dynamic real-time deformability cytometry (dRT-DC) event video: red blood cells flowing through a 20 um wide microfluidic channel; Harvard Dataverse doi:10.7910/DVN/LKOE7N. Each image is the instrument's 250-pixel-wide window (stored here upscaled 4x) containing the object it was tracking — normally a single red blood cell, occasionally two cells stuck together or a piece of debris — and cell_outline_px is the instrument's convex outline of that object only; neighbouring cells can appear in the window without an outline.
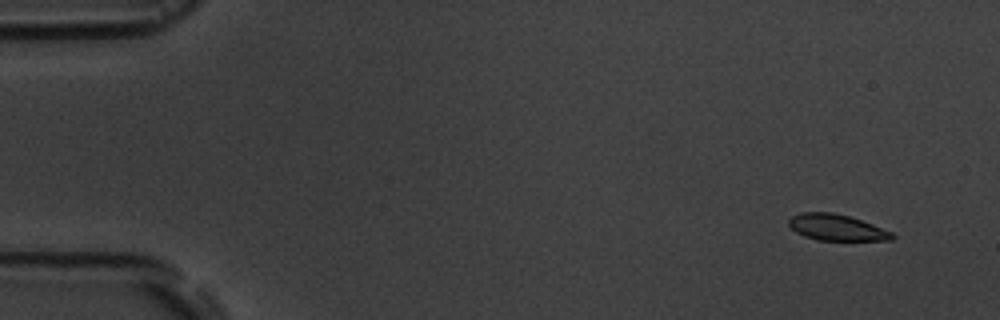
{"species": "common noctule bat (a hibernating species)", "species_latin": "Nyctalus noctula", "temperature_condition": "room temperature", "stored_images_in_passage": 6, "camera_frame_rate_fps": 3000, "um_per_image_px": 0.085, "animal": {"sex": "male", "body_mass_g": 19.5, "forearm_length_mm": 54.6}, "frame": {"image": 1, "passage_image": 1, "time_ms": 0.0, "image_size_px": [1000, 320], "cell_outline_px": [[896, 236], [892, 240], [816, 240], [804, 236], [796, 232], [788, 224], [788, 220], [792, 216], [800, 212], [832, 212], [848, 216], [872, 224], [892, 232]], "centroid_in_image_um": [71.09, 19.33], "position_along_channel_um": 13.9, "area_um2": 15.72}}
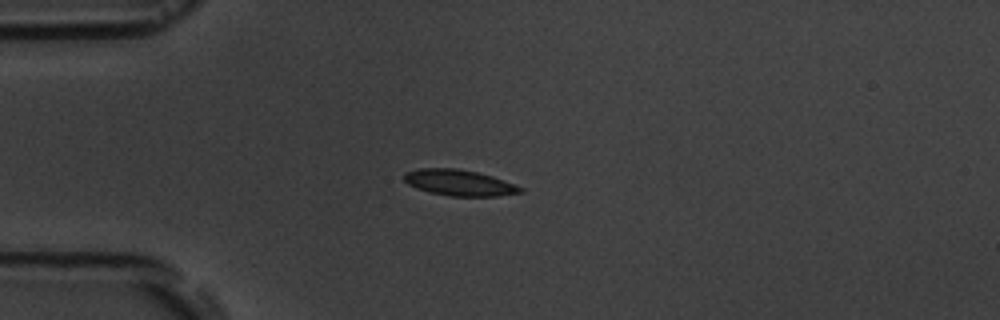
{"frame": {"image": 2, "passage_image": 4, "time_ms": 3.667, "image_size_px": [1000, 320], "cell_outline_px": [[524, 192], [496, 196], [448, 196], [416, 188], [408, 184], [404, 180], [404, 176], [408, 172], [420, 168], [456, 168], [476, 172], [492, 176], [524, 188]], "centroid_in_image_um": [39.05, 15.53], "position_along_channel_um": 45.9, "area_um2": 17.4}}
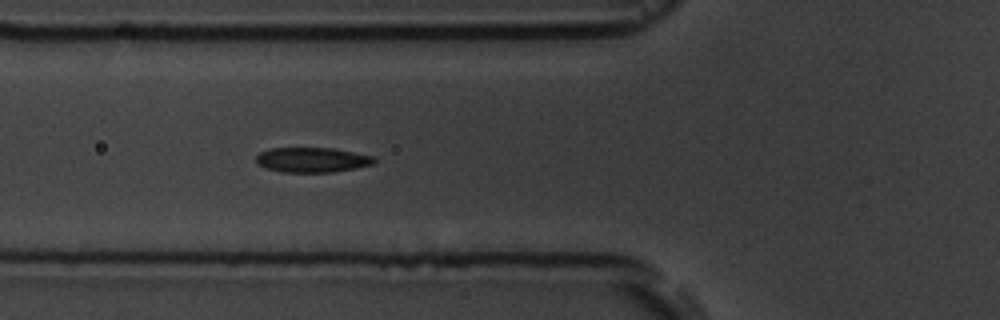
{"frame": {"image": 3, "passage_image": 6, "time_ms": 5.667, "image_size_px": [1000, 320], "cell_outline_px": [[376, 160], [372, 164], [356, 168], [332, 172], [280, 172], [256, 164], [256, 156], [260, 152], [272, 148], [332, 148], [372, 156]], "centroid_in_image_um": [26.5, 13.59], "position_along_channel_um": 99.3, "area_um2": 16.99}}